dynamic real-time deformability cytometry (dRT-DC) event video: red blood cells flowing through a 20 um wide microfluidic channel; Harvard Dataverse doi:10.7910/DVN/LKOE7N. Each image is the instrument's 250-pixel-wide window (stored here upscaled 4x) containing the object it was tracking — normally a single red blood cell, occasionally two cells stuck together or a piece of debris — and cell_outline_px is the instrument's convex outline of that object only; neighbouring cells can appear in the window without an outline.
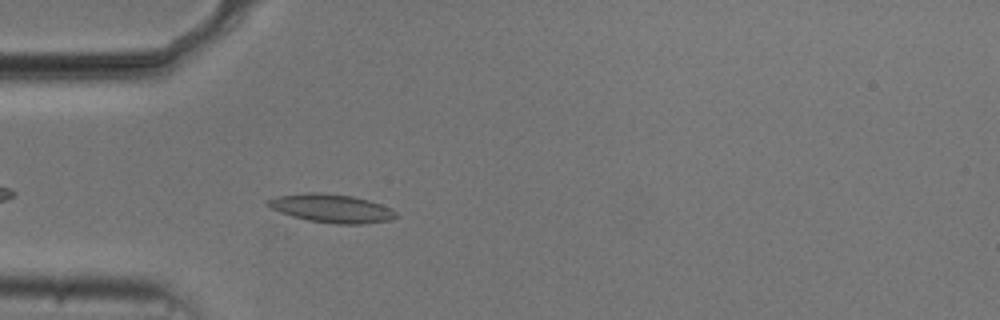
{"species": "common noctule bat (a hibernating species)", "species_latin": "Nyctalus noctula", "temperature_condition": "cold", "stored_images_in_passage": 11, "camera_frame_rate_fps": 3000, "um_per_image_px": 0.085, "animal": {"sex": "male", "body_mass_g": 20.5, "forearm_length_mm": 52.5}, "frame": {"image": 1, "passage_image": 4, "time_ms": 1.0, "image_size_px": [1000, 320], "cell_outline_px": [[400, 216], [392, 220], [364, 224], [336, 224], [308, 220], [292, 216], [280, 212], [264, 204], [264, 200], [276, 196], [304, 192], [320, 192], [352, 196], [368, 200], [392, 208]], "centroid_in_image_um": [28.17, 17.7], "position_along_channel_um": 56.8, "area_um2": 21.56}}
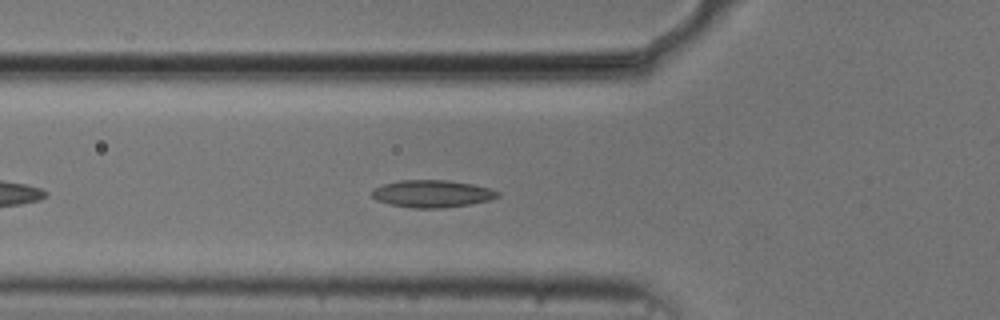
{"frame": {"image": 2, "passage_image": 7, "time_ms": 2.0, "image_size_px": [1000, 320], "cell_outline_px": [[500, 196], [488, 200], [468, 204], [444, 208], [412, 208], [392, 204], [376, 200], [372, 196], [372, 188], [384, 184], [400, 180], [448, 180], [472, 184], [488, 188], [500, 192]], "centroid_in_image_um": [36.71, 16.46], "position_along_channel_um": 89.1, "area_um2": 19.88}}